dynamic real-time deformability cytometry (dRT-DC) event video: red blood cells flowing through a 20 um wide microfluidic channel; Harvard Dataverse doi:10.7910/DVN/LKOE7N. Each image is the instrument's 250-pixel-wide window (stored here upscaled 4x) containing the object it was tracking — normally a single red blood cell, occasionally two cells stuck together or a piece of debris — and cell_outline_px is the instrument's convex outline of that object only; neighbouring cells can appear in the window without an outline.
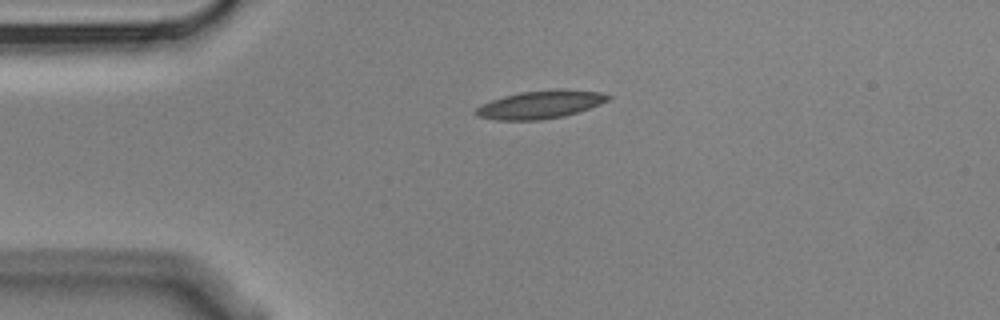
{"species": "Egyptian fruit bat (a non-hibernating species)", "species_latin": "Rousettus aegyptiacus", "temperature_condition": "cold", "stored_images_in_passage": 2, "camera_frame_rate_fps": 3000, "um_per_image_px": 0.085, "animal": {"sex": "male"}, "frame": {"image": 1, "passage_image": 1, "time_ms": 0.0, "image_size_px": [1000, 320], "cell_outline_px": [[612, 96], [608, 100], [600, 104], [564, 116], [540, 120], [496, 120], [480, 116], [476, 112], [476, 108], [480, 104], [504, 96], [520, 92], [600, 92]], "centroid_in_image_um": [45.85, 8.94], "position_along_channel_um": 39.2, "area_um2": 20.29}}